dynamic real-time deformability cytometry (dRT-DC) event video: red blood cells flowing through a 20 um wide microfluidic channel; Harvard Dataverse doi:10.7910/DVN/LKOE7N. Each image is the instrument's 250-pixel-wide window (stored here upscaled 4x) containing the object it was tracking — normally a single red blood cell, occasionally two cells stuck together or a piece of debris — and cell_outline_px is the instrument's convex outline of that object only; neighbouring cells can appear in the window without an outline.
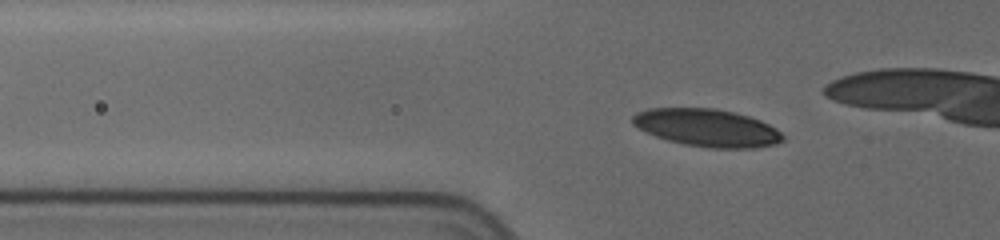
{"species": "human", "species_latin": "Homo sapiens", "temperature_condition": "cold", "stored_images_in_passage": 16, "camera_frame_rate_fps": 3000, "um_per_image_px": 0.085, "donor": {"sex": "female"}, "frame": {"image": 1, "passage_image": 10, "time_ms": 4.667, "image_size_px": [1000, 240], "cell_outline_px": [[784, 140], [776, 144], [756, 148], [708, 148], [684, 144], [668, 140], [656, 136], [632, 124], [632, 116], [636, 112], [648, 108], [716, 108], [748, 116], [760, 120], [776, 128], [784, 136]], "centroid_in_image_um": [60.11, 10.86], "position_along_channel_um": 65.7, "area_um2": 32.89}}
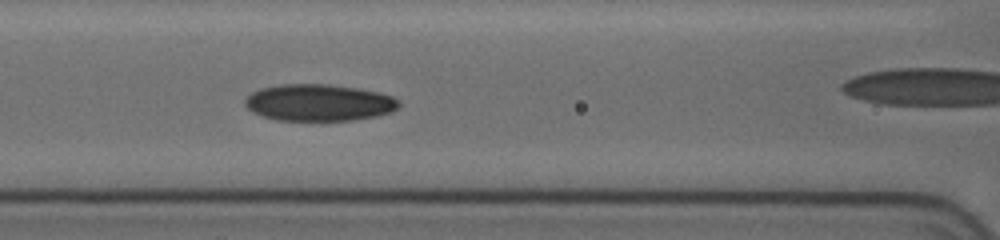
{"frame": {"image": 2, "passage_image": 14, "time_ms": 7.0, "image_size_px": [1000, 240], "cell_outline_px": [[400, 104], [392, 112], [376, 116], [356, 120], [276, 120], [252, 112], [244, 104], [244, 100], [252, 92], [260, 88], [284, 84], [328, 84], [356, 88], [376, 92], [392, 96], [400, 100]], "centroid_in_image_um": [27.11, 8.72], "position_along_channel_um": 139.5, "area_um2": 32.89}}